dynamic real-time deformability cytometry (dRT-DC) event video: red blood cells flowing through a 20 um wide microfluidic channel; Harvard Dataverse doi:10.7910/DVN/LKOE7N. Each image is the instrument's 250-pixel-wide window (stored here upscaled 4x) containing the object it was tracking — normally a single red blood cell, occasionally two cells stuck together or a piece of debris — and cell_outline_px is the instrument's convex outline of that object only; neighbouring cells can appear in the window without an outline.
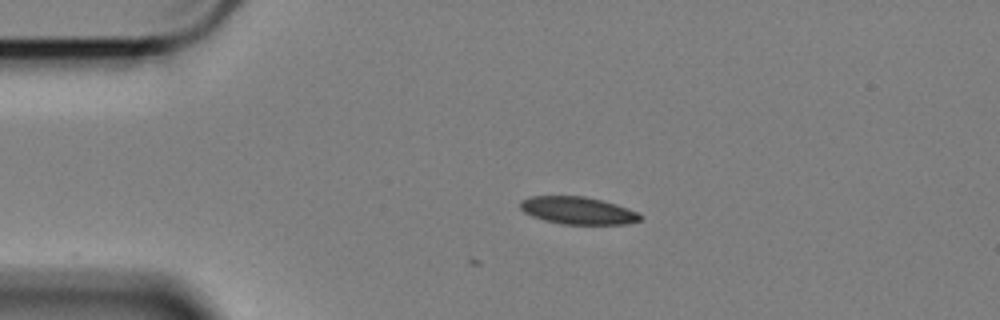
{"species": "Egyptian fruit bat (a non-hibernating species)", "species_latin": "Rousettus aegyptiacus", "temperature_condition": "cold", "stored_images_in_passage": 5, "camera_frame_rate_fps": 3000, "um_per_image_px": 0.085, "animal": {"sex": "female"}, "frame": {"image": 1, "passage_image": 1, "time_ms": 0.0, "image_size_px": [1000, 320], "cell_outline_px": [[644, 216], [640, 220], [624, 224], [560, 224], [544, 220], [532, 216], [524, 212], [520, 208], [520, 200], [532, 196], [584, 196], [616, 204], [628, 208]], "centroid_in_image_um": [49.1, 17.89], "position_along_channel_um": 35.9, "area_um2": 19.13}}